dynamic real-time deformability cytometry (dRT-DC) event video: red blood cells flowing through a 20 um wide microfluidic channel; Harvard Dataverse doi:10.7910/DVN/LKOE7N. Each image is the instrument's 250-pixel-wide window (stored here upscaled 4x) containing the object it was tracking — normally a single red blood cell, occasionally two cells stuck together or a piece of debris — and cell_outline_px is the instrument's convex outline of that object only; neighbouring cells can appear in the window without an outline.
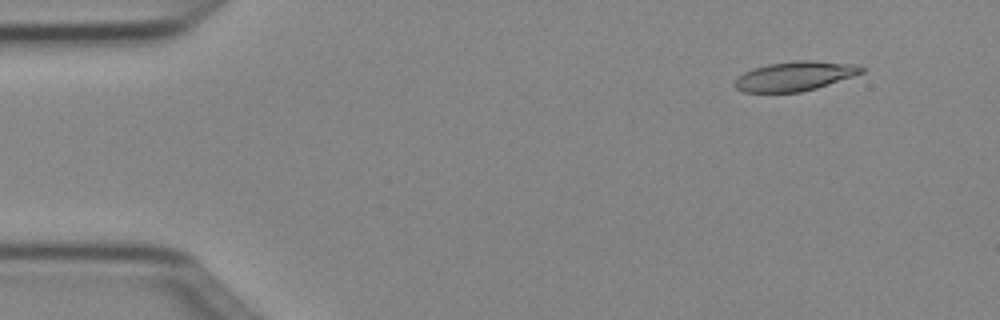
{"species": "Egyptian fruit bat (a non-hibernating species)", "species_latin": "Rousettus aegyptiacus", "temperature_condition": "cold", "stored_images_in_passage": 5, "camera_frame_rate_fps": 3000, "um_per_image_px": 0.085, "animal": {"sex": "female"}, "frame": {"image": 1, "passage_image": 2, "time_ms": 0.333, "image_size_px": [1000, 320], "cell_outline_px": [[864, 72], [816, 88], [800, 92], [744, 92], [736, 88], [732, 84], [744, 72], [768, 64], [796, 60], [812, 60], [856, 64], [864, 68]], "centroid_in_image_um": [67.56, 6.46], "position_along_channel_um": 17.4, "area_um2": 21.5}}
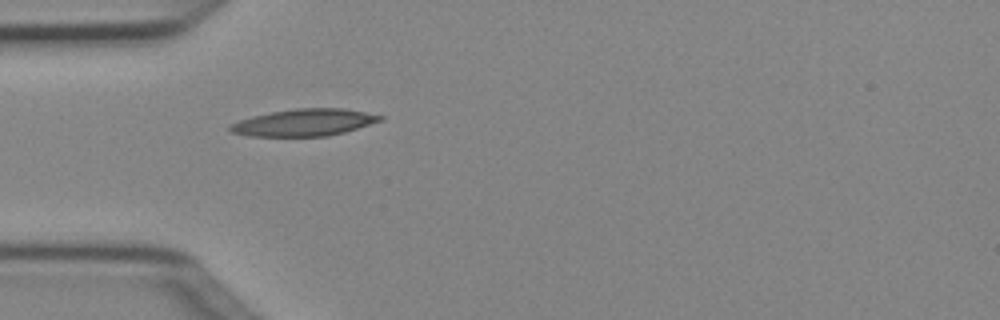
{"frame": {"image": 2, "passage_image": 5, "time_ms": 1.333, "image_size_px": [1000, 320], "cell_outline_px": [[384, 120], [344, 132], [328, 136], [248, 136], [232, 132], [228, 128], [228, 124], [252, 116], [272, 112], [296, 108], [344, 108], [384, 116]], "centroid_in_image_um": [25.85, 10.41], "position_along_channel_um": 59.1, "area_um2": 23.58}}